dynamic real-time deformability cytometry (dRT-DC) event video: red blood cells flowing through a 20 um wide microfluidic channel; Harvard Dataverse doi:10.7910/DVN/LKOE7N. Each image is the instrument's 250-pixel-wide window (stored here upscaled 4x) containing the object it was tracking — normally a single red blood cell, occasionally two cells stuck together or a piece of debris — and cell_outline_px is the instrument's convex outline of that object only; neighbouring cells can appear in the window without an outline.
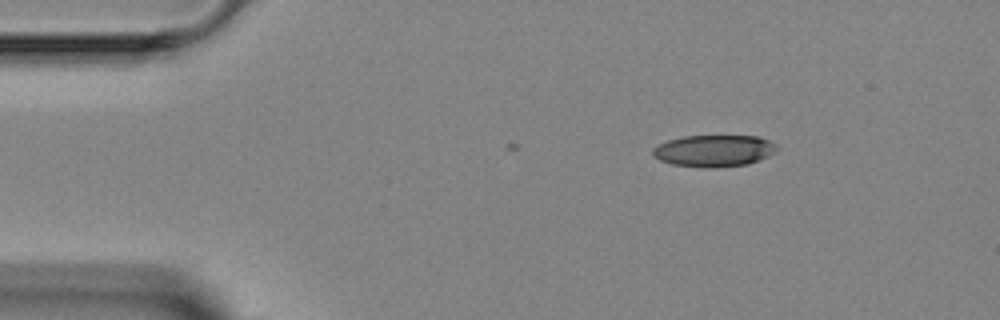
{"species": "Egyptian fruit bat (a non-hibernating species)", "species_latin": "Rousettus aegyptiacus", "temperature_condition": "room temperature", "stored_images_in_passage": 3, "camera_frame_rate_fps": 3000, "um_per_image_px": 0.085, "animal": {"sex": "female"}, "frame": {"image": 1, "passage_image": 1, "time_ms": 0.0, "image_size_px": [1000, 320], "cell_outline_px": [[776, 152], [760, 160], [748, 164], [716, 168], [704, 168], [672, 164], [660, 160], [652, 152], [652, 148], [668, 140], [684, 136], [756, 136], [768, 140], [776, 144]], "centroid_in_image_um": [60.7, 12.82], "position_along_channel_um": 24.3, "area_um2": 22.95}}
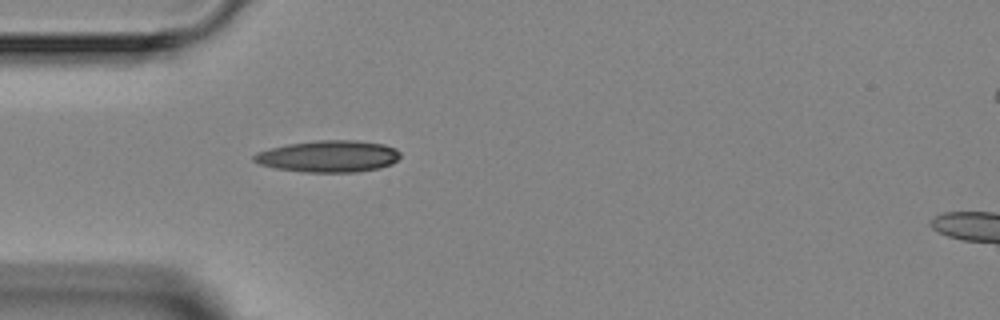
{"frame": {"image": 2, "passage_image": 3, "time_ms": 2.333, "image_size_px": [1000, 320], "cell_outline_px": [[400, 156], [392, 164], [380, 168], [356, 172], [304, 172], [276, 168], [260, 164], [252, 160], [252, 156], [256, 152], [288, 144], [316, 140], [356, 140], [384, 144], [396, 148], [400, 152]], "centroid_in_image_um": [27.94, 13.28], "position_along_channel_um": 57.1, "area_um2": 27.11}}